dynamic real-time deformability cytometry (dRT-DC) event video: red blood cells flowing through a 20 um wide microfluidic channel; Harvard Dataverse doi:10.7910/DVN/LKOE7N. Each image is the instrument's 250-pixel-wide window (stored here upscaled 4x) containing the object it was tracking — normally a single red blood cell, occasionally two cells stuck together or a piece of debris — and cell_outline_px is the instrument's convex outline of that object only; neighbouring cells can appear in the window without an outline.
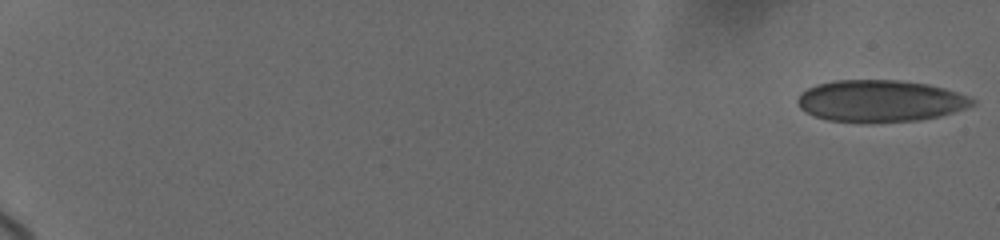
{"species": "human", "species_latin": "Homo sapiens", "temperature_condition": "cold", "stored_images_in_passage": 104, "camera_frame_rate_fps": 3000, "um_per_image_px": 0.085, "donor": {"sex": "female"}, "frame": {"image": 1, "passage_image": 1, "time_ms": 0.0, "image_size_px": [1000, 240], "cell_outline_px": [[976, 104], [940, 116], [920, 120], [828, 120], [816, 116], [800, 108], [796, 100], [800, 92], [816, 84], [832, 80], [900, 80], [928, 84], [944, 88], [968, 96], [976, 100]], "centroid_in_image_um": [74.82, 8.54], "position_along_channel_um": 10.2, "area_um2": 41.73}}
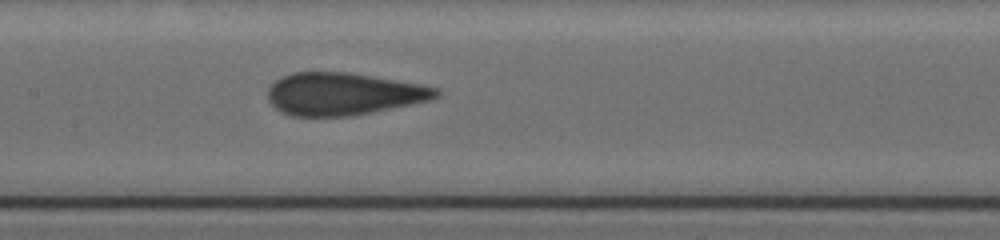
{"frame": {"image": 2, "passage_image": 47, "time_ms": 10.333, "image_size_px": [1000, 240], "cell_outline_px": [[440, 96], [428, 100], [392, 108], [348, 116], [292, 116], [280, 112], [268, 100], [268, 88], [280, 76], [292, 72], [352, 72], [420, 84], [440, 88]], "centroid_in_image_um": [29.17, 7.97], "position_along_channel_um": 178.2, "area_um2": 41.67}}
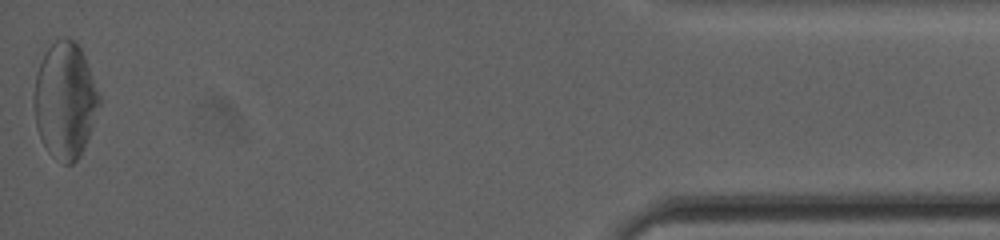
{"frame": {"image": 3, "passage_image": 103, "time_ms": 19.0, "image_size_px": [1000, 240], "cell_outline_px": [[100, 104], [92, 128], [84, 148], [80, 156], [72, 164], [64, 164], [52, 156], [48, 152], [36, 128], [32, 104], [32, 96], [36, 72], [44, 52], [56, 40], [64, 36], [68, 36], [76, 40], [84, 56], [100, 96]], "centroid_in_image_um": [5.5, 8.52], "position_along_channel_um": 429.7, "area_um2": 44.62}, "authors_computed_cell_mechanics": {"area_um2": 42.2518, "velocity_mm_per_s": 3.6781, "shape_relaxation_time_tau1_ms": null, "shape_relaxation_time_tau2_ms": 0.707, "deformation_change_tau1": null, "deformation_change_tau2": 0.0805}}